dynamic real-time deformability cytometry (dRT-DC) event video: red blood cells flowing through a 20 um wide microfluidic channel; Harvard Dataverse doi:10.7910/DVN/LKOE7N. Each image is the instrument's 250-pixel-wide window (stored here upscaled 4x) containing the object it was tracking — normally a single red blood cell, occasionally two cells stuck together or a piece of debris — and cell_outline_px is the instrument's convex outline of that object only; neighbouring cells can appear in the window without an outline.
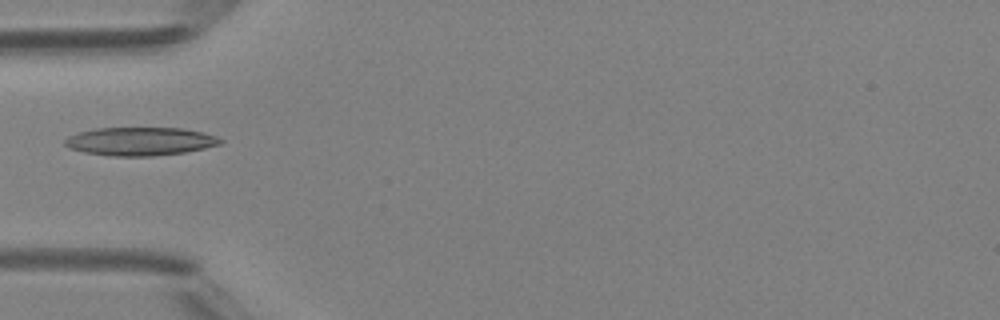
{"species": "Egyptian fruit bat (a non-hibernating species)", "species_latin": "Rousettus aegyptiacus", "temperature_condition": "room temperature", "stored_images_in_passage": 5, "camera_frame_rate_fps": 3000, "um_per_image_px": 0.085, "animal": {"sex": "female"}, "frame": {"image": 1, "passage_image": 3, "time_ms": 2.333, "image_size_px": [1000, 320], "cell_outline_px": [[224, 140], [220, 144], [204, 148], [184, 152], [152, 156], [108, 156], [84, 152], [68, 148], [64, 144], [64, 140], [68, 136], [80, 132], [96, 128], [184, 128], [204, 132], [216, 136]], "centroid_in_image_um": [11.9, 12.01], "position_along_channel_um": 73.1, "area_um2": 25.72}}
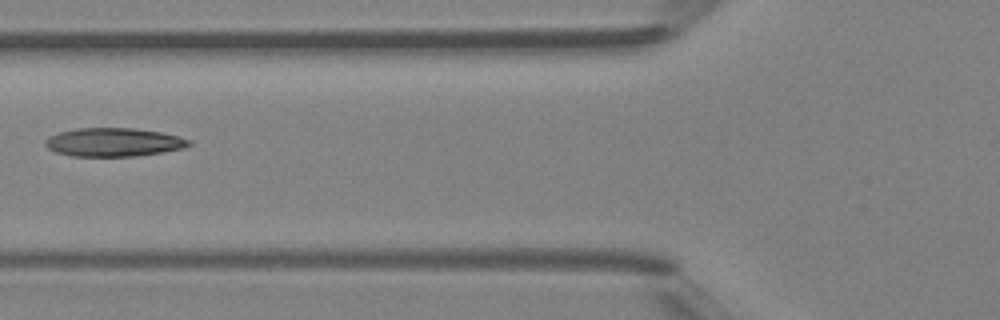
{"frame": {"image": 2, "passage_image": 4, "time_ms": 3.333, "image_size_px": [1000, 320], "cell_outline_px": [[192, 144], [184, 148], [136, 156], [72, 156], [56, 152], [48, 148], [44, 144], [44, 140], [48, 136], [60, 132], [76, 128], [132, 128], [160, 132], [180, 136], [192, 140]], "centroid_in_image_um": [9.66, 12.08], "position_along_channel_um": 116.1, "area_um2": 23.93}}
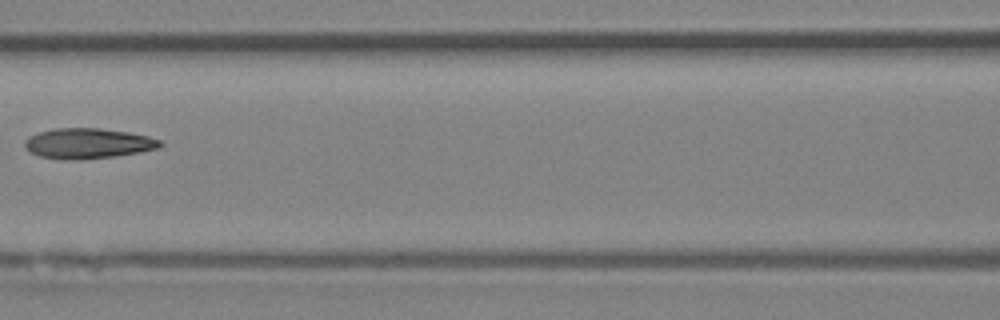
{"frame": {"image": 3, "passage_image": 5, "time_ms": 4.333, "image_size_px": [1000, 320], "cell_outline_px": [[164, 144], [160, 148], [140, 152], [116, 156], [76, 160], [64, 160], [40, 156], [24, 148], [24, 140], [28, 136], [52, 128], [100, 128], [128, 132], [148, 136], [160, 140]], "centroid_in_image_um": [7.48, 12.19], "position_along_channel_um": 159.1, "area_um2": 24.1}}